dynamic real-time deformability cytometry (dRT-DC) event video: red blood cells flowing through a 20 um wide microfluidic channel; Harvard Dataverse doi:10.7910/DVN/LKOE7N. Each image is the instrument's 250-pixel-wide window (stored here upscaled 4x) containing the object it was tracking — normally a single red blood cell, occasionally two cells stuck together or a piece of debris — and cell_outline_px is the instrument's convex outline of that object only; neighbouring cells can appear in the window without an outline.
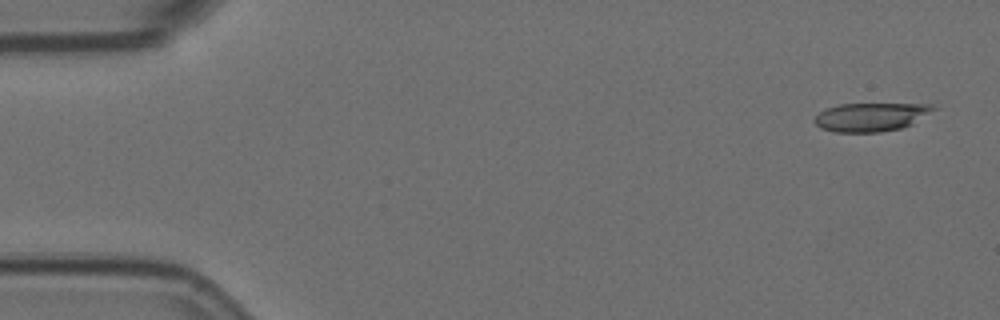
{"species": "Egyptian fruit bat (a non-hibernating species)", "species_latin": "Rousettus aegyptiacus", "temperature_condition": "room temperature", "stored_images_in_passage": 5, "camera_frame_rate_fps": 3000, "um_per_image_px": 0.085, "animal": {"sex": "female"}, "frame": {"image": 1, "passage_image": 1, "time_ms": 0.0, "image_size_px": [1000, 320], "cell_outline_px": [[940, 108], [912, 124], [900, 128], [880, 132], [836, 132], [820, 128], [812, 120], [824, 108], [840, 104], [932, 104]], "centroid_in_image_um": [74.05, 9.93], "position_along_channel_um": 10.9, "area_um2": 19.94}}
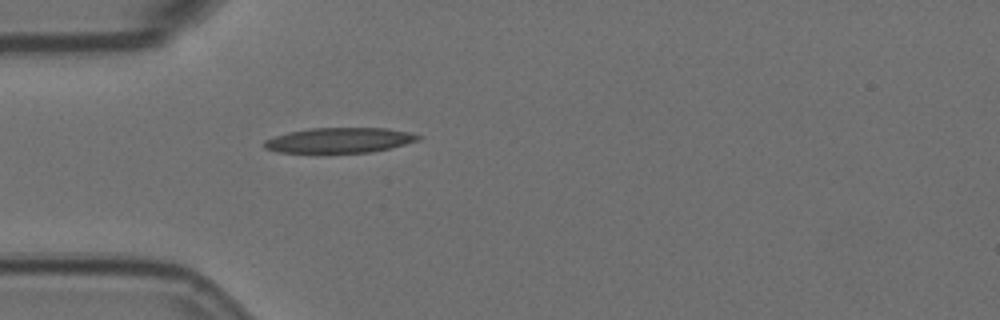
{"frame": {"image": 2, "passage_image": 5, "time_ms": 1.333, "image_size_px": [1000, 320], "cell_outline_px": [[424, 136], [420, 140], [372, 152], [276, 152], [264, 148], [264, 140], [288, 132], [312, 128], [388, 128], [412, 132]], "centroid_in_image_um": [28.9, 11.91], "position_along_channel_um": 56.1, "area_um2": 22.48}}